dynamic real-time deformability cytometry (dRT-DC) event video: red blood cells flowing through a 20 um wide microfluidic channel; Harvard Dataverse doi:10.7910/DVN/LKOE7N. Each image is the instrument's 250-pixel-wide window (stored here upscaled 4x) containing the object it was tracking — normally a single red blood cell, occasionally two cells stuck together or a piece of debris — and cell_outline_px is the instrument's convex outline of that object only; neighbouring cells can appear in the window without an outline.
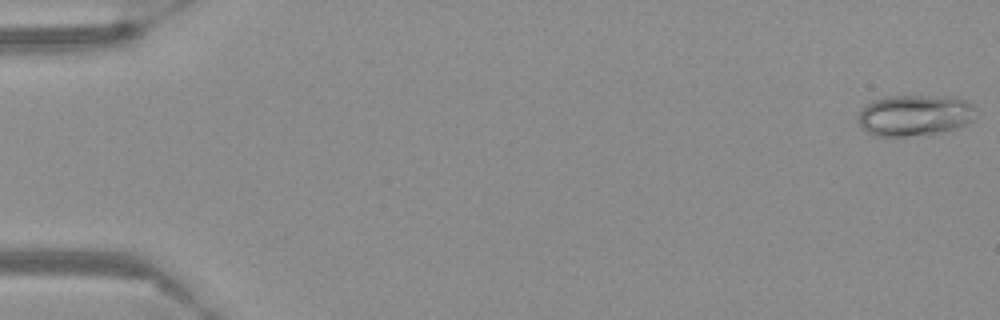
{"species": "Egyptian fruit bat (a non-hibernating species)", "species_latin": "Rousettus aegyptiacus", "temperature_condition": "warm", "stored_images_in_passage": 57, "camera_frame_rate_fps": 3000, "um_per_image_px": 0.085, "frame": {"image": 1, "passage_image": 1, "time_ms": 0.0, "image_size_px": [1000, 320], "cell_outline_px": [[976, 108], [972, 120], [956, 128], [944, 132], [908, 136], [872, 136], [860, 124], [856, 116], [872, 100], [888, 96], [924, 96], [964, 100], [972, 104]], "centroid_in_image_um": [77.71, 9.82], "position_along_channel_um": 7.3, "area_um2": 27.8}}
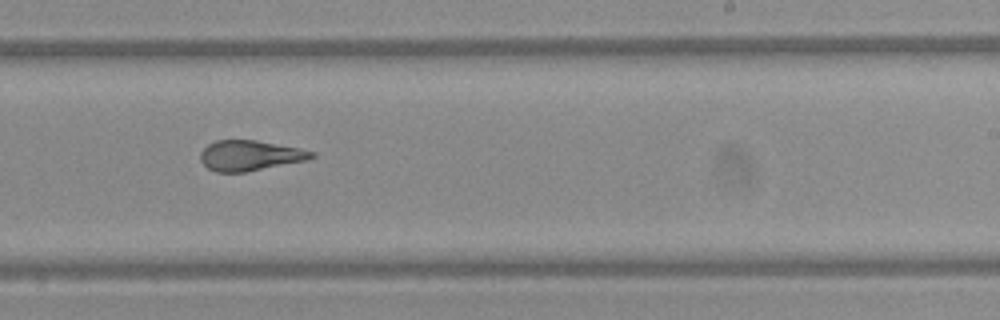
{"frame": {"image": 2, "passage_image": 36, "time_ms": 11.667, "image_size_px": [1000, 320], "cell_outline_px": [[316, 156], [308, 160], [244, 172], [216, 172], [208, 168], [200, 160], [200, 152], [208, 144], [216, 140], [256, 140], [300, 148], [316, 152]], "centroid_in_image_um": [21.26, 13.21], "position_along_channel_um": 267.7, "area_um2": 19.65}}
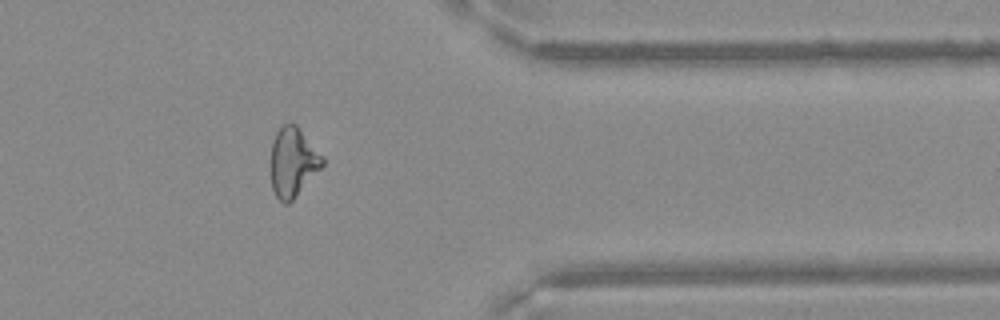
{"frame": {"image": 3, "passage_image": 47, "time_ms": 15.333, "image_size_px": [1000, 320], "cell_outline_px": [[324, 164], [292, 200], [288, 204], [284, 204], [276, 196], [272, 188], [272, 144], [276, 132], [284, 124], [296, 124], [324, 156]], "centroid_in_image_um": [24.92, 13.77], "position_along_channel_um": 386.5, "area_um2": 20.46}}